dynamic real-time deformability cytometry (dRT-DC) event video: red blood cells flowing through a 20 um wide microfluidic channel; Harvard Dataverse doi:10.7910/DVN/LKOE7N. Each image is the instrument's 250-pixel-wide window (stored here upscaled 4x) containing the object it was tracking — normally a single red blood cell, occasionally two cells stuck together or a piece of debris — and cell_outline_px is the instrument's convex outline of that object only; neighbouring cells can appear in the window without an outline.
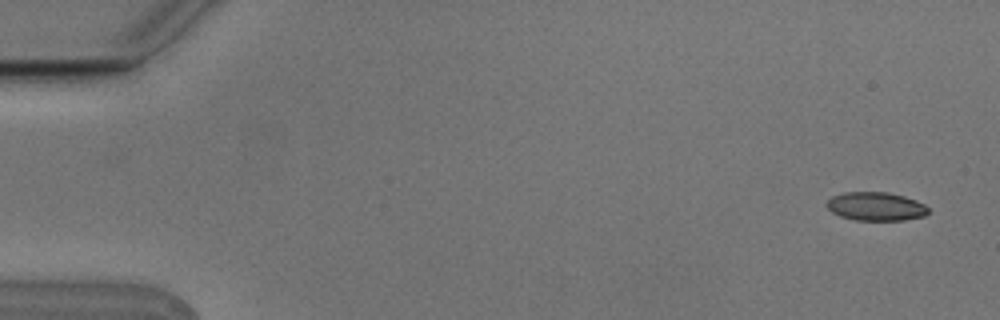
{"species": "Egyptian fruit bat (a non-hibernating species)", "species_latin": "Rousettus aegyptiacus", "temperature_condition": "cold", "stored_images_in_passage": 5, "camera_frame_rate_fps": 3000, "um_per_image_px": 0.085, "animal": {"sex": "male"}, "frame": {"image": 1, "passage_image": 1, "time_ms": 0.0, "image_size_px": [1000, 320], "cell_outline_px": [[928, 212], [924, 216], [904, 220], [856, 220], [840, 216], [832, 212], [824, 204], [832, 196], [844, 192], [888, 192], [904, 196], [916, 200], [924, 204], [928, 208]], "centroid_in_image_um": [74.43, 17.54], "position_along_channel_um": 10.6, "area_um2": 16.94}}
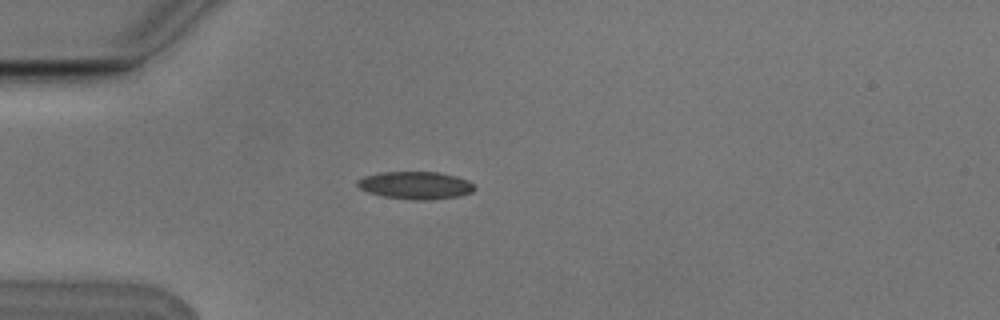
{"frame": {"image": 2, "passage_image": 4, "time_ms": 1.0, "image_size_px": [1000, 320], "cell_outline_px": [[476, 188], [472, 192], [460, 196], [428, 200], [412, 200], [384, 196], [368, 192], [360, 188], [356, 184], [356, 180], [364, 176], [380, 172], [436, 172], [456, 176], [468, 180]], "centroid_in_image_um": [35.31, 15.75], "position_along_channel_um": 49.7, "area_um2": 18.84}}